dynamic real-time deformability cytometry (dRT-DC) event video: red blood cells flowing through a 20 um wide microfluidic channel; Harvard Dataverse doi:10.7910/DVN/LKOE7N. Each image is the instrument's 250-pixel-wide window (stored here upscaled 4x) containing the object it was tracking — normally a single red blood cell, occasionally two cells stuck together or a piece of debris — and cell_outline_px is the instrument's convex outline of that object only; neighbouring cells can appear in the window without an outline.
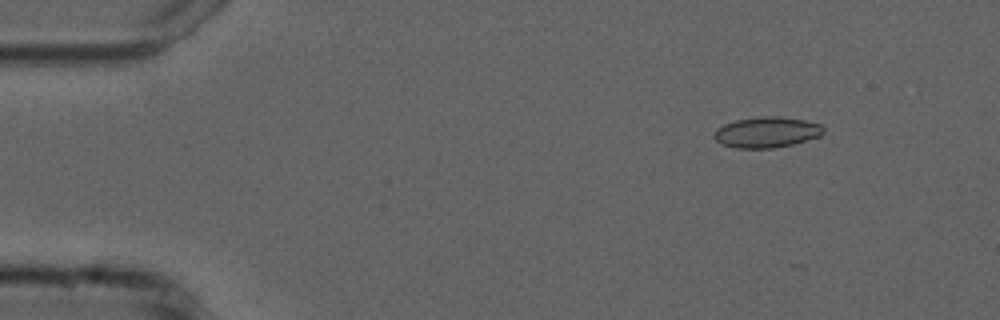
{"species": "common noctule bat (a hibernating species)", "species_latin": "Nyctalus noctula", "temperature_condition": "cold", "stored_images_in_passage": 5, "camera_frame_rate_fps": 3000, "um_per_image_px": 0.085, "animal": {"sex": "male", "forearm_length_mm": 52.5}, "frame": {"image": 1, "passage_image": 2, "time_ms": 2.0, "image_size_px": [1000, 320], "cell_outline_px": [[824, 132], [820, 136], [792, 144], [772, 148], [736, 148], [720, 144], [712, 136], [712, 132], [716, 128], [724, 124], [736, 120], [760, 116], [776, 116], [804, 120], [820, 124], [824, 128]], "centroid_in_image_um": [65.12, 11.24], "position_along_channel_um": 19.9, "area_um2": 19.65}}
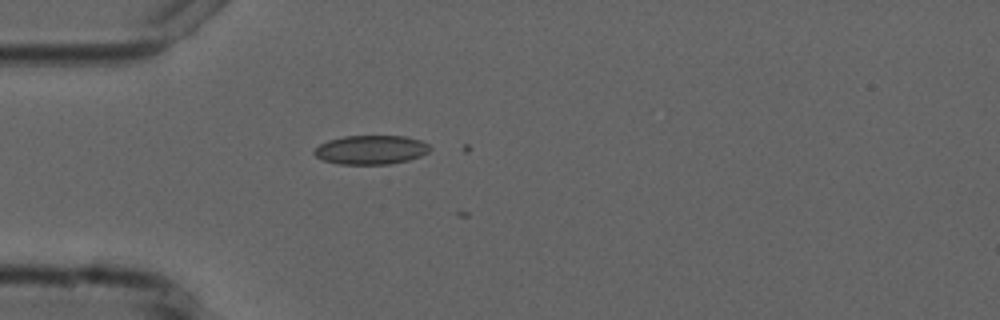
{"frame": {"image": 2, "passage_image": 4, "time_ms": 5.0, "image_size_px": [1000, 320], "cell_outline_px": [[432, 148], [428, 152], [420, 156], [408, 160], [388, 164], [340, 164], [324, 160], [316, 156], [312, 152], [320, 144], [328, 140], [344, 136], [404, 136], [420, 140], [428, 144]], "centroid_in_image_um": [31.53, 12.73], "position_along_channel_um": 53.5, "area_um2": 19.48}}